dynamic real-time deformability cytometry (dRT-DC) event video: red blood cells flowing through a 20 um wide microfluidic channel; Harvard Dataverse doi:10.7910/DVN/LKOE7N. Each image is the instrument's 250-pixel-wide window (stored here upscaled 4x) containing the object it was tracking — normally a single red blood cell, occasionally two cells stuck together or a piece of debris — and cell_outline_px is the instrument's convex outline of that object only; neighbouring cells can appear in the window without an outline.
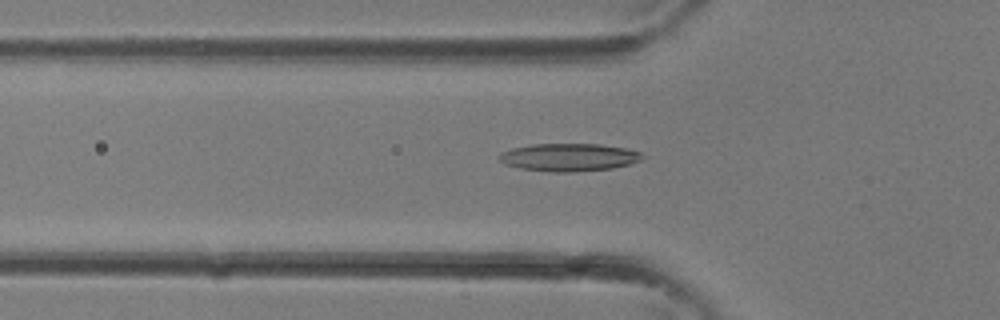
{"species": "common noctule bat (a hibernating species)", "species_latin": "Nyctalus noctula", "temperature_condition": "room temperature", "stored_images_in_passage": 28, "camera_frame_rate_fps": 3000, "um_per_image_px": 0.085, "animal": {"sex": "female"}, "frame": {"image": 1, "passage_image": 6, "time_ms": 1.667, "image_size_px": [1000, 320], "cell_outline_px": [[644, 156], [640, 160], [628, 164], [612, 168], [572, 172], [548, 172], [520, 168], [504, 164], [496, 156], [500, 152], [512, 148], [532, 144], [600, 144], [628, 148], [640, 152]], "centroid_in_image_um": [48.32, 13.36], "position_along_channel_um": 77.5, "area_um2": 23.29}}
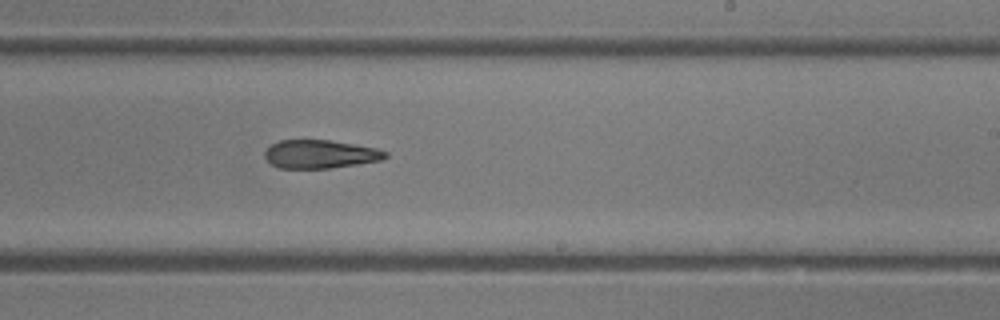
{"frame": {"image": 2, "passage_image": 15, "time_ms": 4.667, "image_size_px": [1000, 320], "cell_outline_px": [[388, 156], [380, 160], [356, 164], [328, 168], [280, 168], [272, 164], [264, 156], [264, 152], [272, 144], [280, 140], [328, 140], [376, 148], [388, 152]], "centroid_in_image_um": [27.2, 13.1], "position_along_channel_um": 261.8, "area_um2": 19.65}}
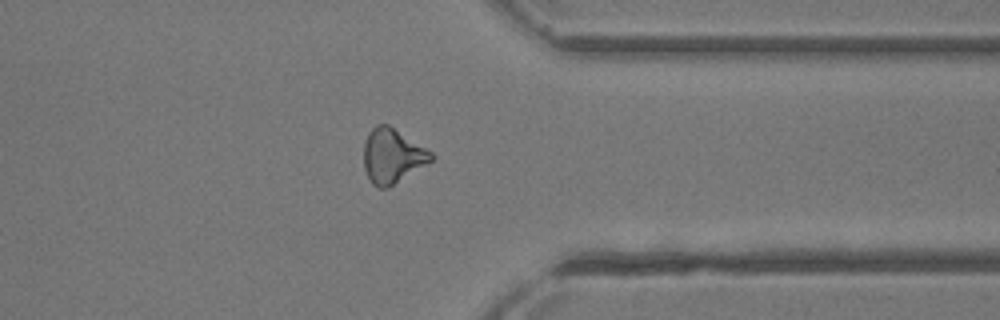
{"frame": {"image": 3, "passage_image": 21, "time_ms": 6.667, "image_size_px": [1000, 320], "cell_outline_px": [[436, 156], [432, 160], [388, 188], [380, 188], [372, 184], [364, 168], [364, 144], [368, 132], [376, 124], [388, 124], [432, 152]], "centroid_in_image_um": [33.33, 13.24], "position_along_channel_um": 378.1, "area_um2": 21.21}}